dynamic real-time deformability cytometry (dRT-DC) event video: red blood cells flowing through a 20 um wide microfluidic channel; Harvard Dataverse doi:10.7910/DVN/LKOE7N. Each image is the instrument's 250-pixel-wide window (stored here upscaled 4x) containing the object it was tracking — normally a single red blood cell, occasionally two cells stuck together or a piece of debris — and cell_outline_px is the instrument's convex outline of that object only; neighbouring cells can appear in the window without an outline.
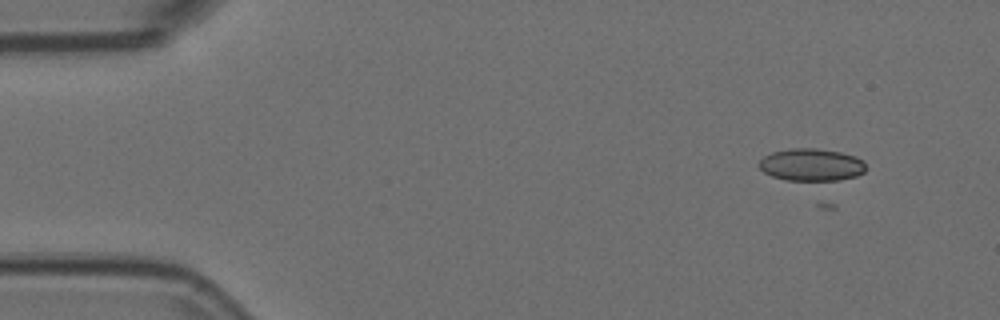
{"species": "Egyptian fruit bat (a non-hibernating species)", "species_latin": "Rousettus aegyptiacus", "temperature_condition": "room temperature", "stored_images_in_passage": 5, "camera_frame_rate_fps": 3000, "um_per_image_px": 0.085, "animal": {"sex": "female"}, "frame": {"image": 1, "passage_image": 1, "time_ms": 0.0, "image_size_px": [1000, 320], "cell_outline_px": [[868, 168], [864, 172], [856, 176], [840, 180], [784, 180], [772, 176], [764, 172], [756, 164], [764, 156], [772, 152], [788, 148], [816, 148], [840, 152], [856, 156], [864, 160]], "centroid_in_image_um": [68.98, 14.0], "position_along_channel_um": 16.0, "area_um2": 20.46}}